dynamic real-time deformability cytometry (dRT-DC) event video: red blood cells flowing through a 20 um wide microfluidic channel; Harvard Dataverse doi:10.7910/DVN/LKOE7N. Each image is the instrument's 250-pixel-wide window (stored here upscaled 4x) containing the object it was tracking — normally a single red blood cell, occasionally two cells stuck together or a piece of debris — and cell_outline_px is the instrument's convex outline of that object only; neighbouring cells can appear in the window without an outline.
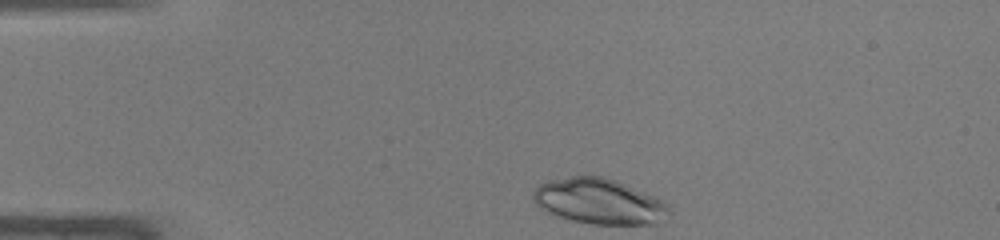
{"species": "common noctule bat (a hibernating species)", "species_latin": "Nyctalus noctula", "temperature_condition": "warm", "stored_images_in_passage": 32, "camera_frame_rate_fps": 3000, "um_per_image_px": 0.085, "animal": {"sex": "male", "body_mass_g": 19.0, "forearm_length_mm": 50.8}, "frame": {"image": 1, "passage_image": 1, "time_ms": 0.0, "image_size_px": [1000, 240], "cell_outline_px": [[668, 208], [656, 224], [592, 224], [572, 220], [548, 212], [540, 208], [536, 204], [532, 196], [532, 192], [540, 184], [548, 180], [572, 176], [604, 176], [664, 200], [668, 204]], "centroid_in_image_um": [50.87, 17.1], "position_along_channel_um": 34.1, "area_um2": 35.43}}
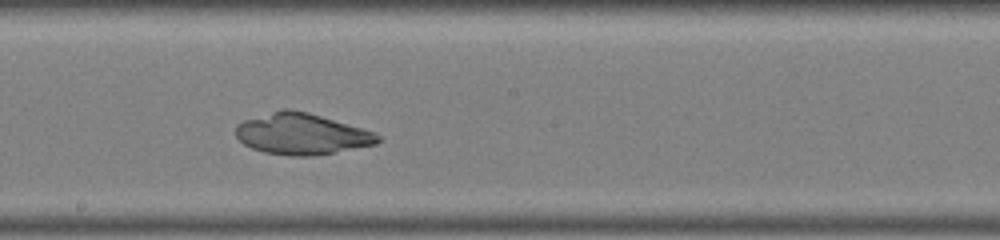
{"frame": {"image": 2, "passage_image": 18, "time_ms": 5.667, "image_size_px": [1000, 240], "cell_outline_px": [[380, 140], [376, 144], [312, 156], [292, 156], [264, 152], [252, 148], [244, 144], [236, 136], [236, 124], [244, 120], [280, 108], [288, 108], [308, 112], [360, 128], [372, 132], [380, 136]], "centroid_in_image_um": [25.58, 11.38], "position_along_channel_um": 222.6, "area_um2": 33.76}}
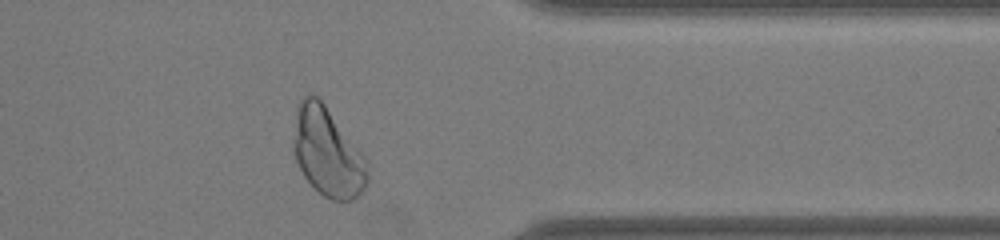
{"frame": {"image": 3, "passage_image": 30, "time_ms": 9.667, "image_size_px": [1000, 240], "cell_outline_px": [[368, 184], [360, 196], [352, 200], [332, 200], [324, 196], [304, 176], [296, 160], [292, 148], [292, 140], [296, 112], [300, 100], [304, 96], [316, 96], [324, 104], [360, 152], [368, 164]], "centroid_in_image_um": [27.83, 12.98], "position_along_channel_um": 383.6, "area_um2": 37.74}}